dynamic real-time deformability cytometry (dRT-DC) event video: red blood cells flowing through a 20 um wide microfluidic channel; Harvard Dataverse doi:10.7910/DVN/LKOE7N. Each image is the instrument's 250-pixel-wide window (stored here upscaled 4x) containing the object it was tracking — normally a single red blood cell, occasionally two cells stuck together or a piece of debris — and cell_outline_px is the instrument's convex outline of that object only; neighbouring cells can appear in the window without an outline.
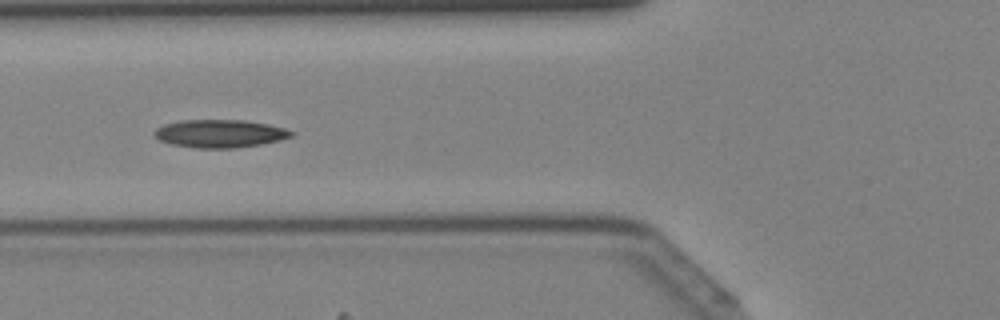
{"species": "Egyptian fruit bat (a non-hibernating species)", "species_latin": "Rousettus aegyptiacus", "temperature_condition": "cold", "stored_images_in_passage": 37, "camera_frame_rate_fps": 3000, "um_per_image_px": 0.085, "animal": {"sex": "female"}, "frame": {"image": 1, "passage_image": 11, "time_ms": 3.333, "image_size_px": [1000, 320], "cell_outline_px": [[296, 132], [292, 136], [280, 140], [260, 144], [236, 148], [196, 148], [172, 144], [160, 140], [152, 136], [152, 132], [156, 128], [164, 124], [180, 120], [244, 120], [268, 124], [284, 128]], "centroid_in_image_um": [18.66, 11.35], "position_along_channel_um": 107.1, "area_um2": 22.43}}
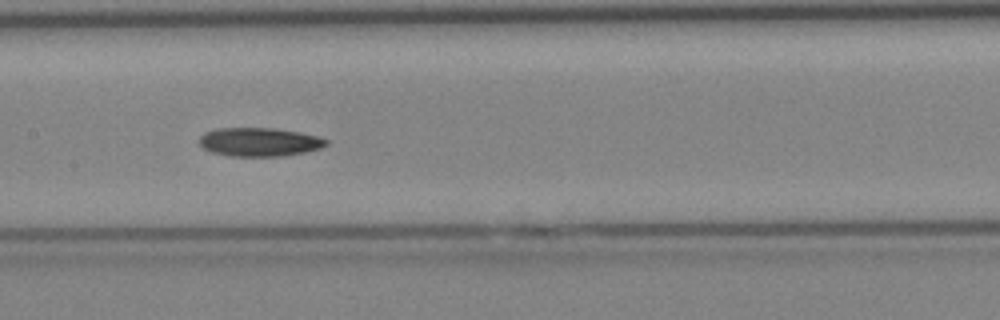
{"frame": {"image": 2, "passage_image": 16, "time_ms": 5.0, "image_size_px": [1000, 320], "cell_outline_px": [[328, 144], [320, 148], [304, 152], [284, 156], [228, 156], [212, 152], [204, 148], [200, 144], [200, 136], [204, 132], [216, 128], [276, 128], [300, 132], [316, 136], [328, 140]], "centroid_in_image_um": [22.04, 12.06], "position_along_channel_um": 185.4, "area_um2": 21.21}}
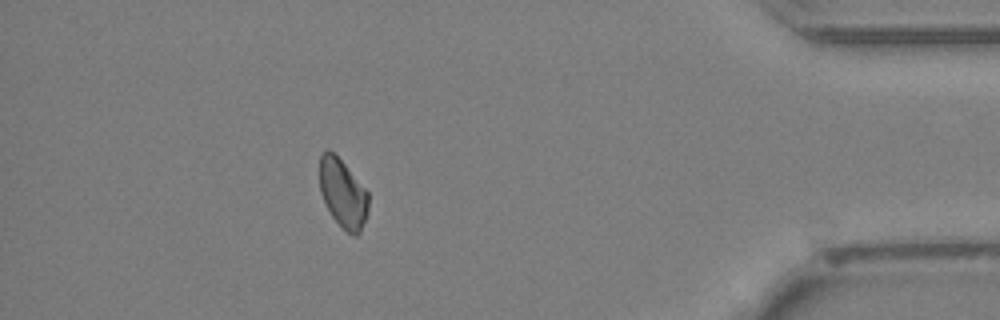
{"frame": {"image": 3, "passage_image": 33, "time_ms": 10.667, "image_size_px": [1000, 320], "cell_outline_px": [[368, 212], [360, 232], [356, 236], [348, 232], [332, 216], [320, 192], [320, 152], [328, 148], [344, 164], [368, 192]], "centroid_in_image_um": [29.14, 16.42], "position_along_channel_um": 406.1, "area_um2": 19.13}}